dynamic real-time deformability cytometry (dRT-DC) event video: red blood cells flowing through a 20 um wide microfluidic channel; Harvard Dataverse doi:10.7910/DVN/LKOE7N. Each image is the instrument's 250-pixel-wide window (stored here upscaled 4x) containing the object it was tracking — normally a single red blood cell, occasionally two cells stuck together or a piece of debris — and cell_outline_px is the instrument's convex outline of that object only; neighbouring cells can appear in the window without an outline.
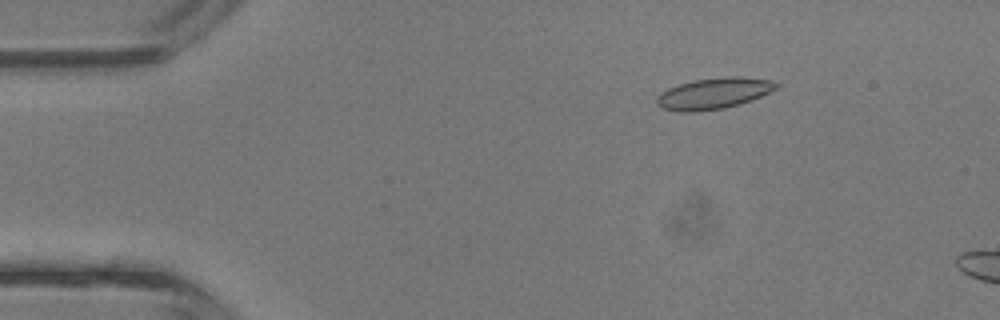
{"species": "common noctule bat (a hibernating species)", "species_latin": "Nyctalus noctula", "temperature_condition": "room temperature", "stored_images_in_passage": 9, "camera_frame_rate_fps": 3000, "um_per_image_px": 0.085, "animal": {"sex": "male", "body_mass_g": 13.3}, "frame": {"image": 1, "passage_image": 6, "time_ms": 1.667, "image_size_px": [1000, 320], "cell_outline_px": [[780, 84], [776, 88], [752, 100], [740, 104], [724, 108], [688, 112], [680, 112], [664, 108], [656, 104], [656, 96], [660, 92], [668, 88], [692, 80], [724, 76], [740, 76], [772, 80]], "centroid_in_image_um": [60.66, 7.92], "position_along_channel_um": 24.3, "area_um2": 21.73}}